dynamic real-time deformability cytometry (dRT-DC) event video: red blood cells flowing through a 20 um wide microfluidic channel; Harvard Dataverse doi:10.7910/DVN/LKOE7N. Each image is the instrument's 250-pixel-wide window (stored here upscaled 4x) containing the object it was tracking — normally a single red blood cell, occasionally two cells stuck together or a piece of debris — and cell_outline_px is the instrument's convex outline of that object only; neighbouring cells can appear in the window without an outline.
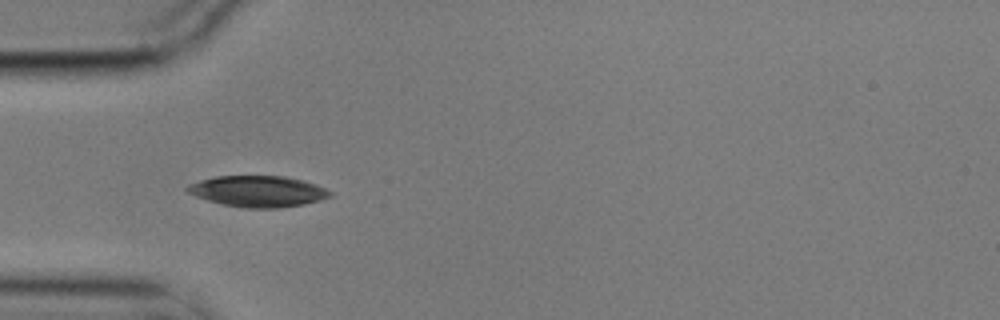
{"species": "common noctule bat (a hibernating species)", "species_latin": "Nyctalus noctula", "temperature_condition": "cold", "stored_images_in_passage": 4, "camera_frame_rate_fps": 3000, "um_per_image_px": 0.085, "animal": {"sex": "male", "body_mass_g": 17.9}, "frame": {"image": 1, "passage_image": 4, "time_ms": 1.0, "image_size_px": [1000, 320], "cell_outline_px": [[332, 196], [320, 200], [304, 204], [280, 208], [244, 208], [224, 204], [208, 200], [196, 196], [188, 192], [184, 188], [188, 184], [200, 180], [216, 176], [284, 176], [304, 180], [316, 184], [332, 192]], "centroid_in_image_um": [21.94, 16.26], "position_along_channel_um": 63.1, "area_um2": 25.89}}